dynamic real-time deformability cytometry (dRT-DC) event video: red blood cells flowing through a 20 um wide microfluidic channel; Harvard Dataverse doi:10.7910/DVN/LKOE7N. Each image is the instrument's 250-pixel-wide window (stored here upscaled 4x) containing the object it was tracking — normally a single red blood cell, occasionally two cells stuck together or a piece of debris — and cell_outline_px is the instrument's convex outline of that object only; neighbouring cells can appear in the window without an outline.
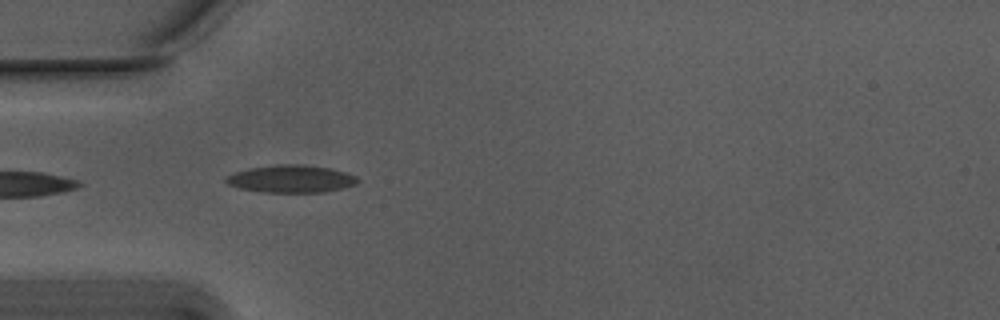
{"species": "Egyptian fruit bat (a non-hibernating species)", "species_latin": "Rousettus aegyptiacus", "temperature_condition": "warm", "stored_images_in_passage": 4, "camera_frame_rate_fps": 3000, "um_per_image_px": 0.085, "animal": {"sex": "male"}, "frame": {"image": 1, "passage_image": 2, "time_ms": 0.333, "image_size_px": [1000, 320], "cell_outline_px": [[360, 180], [356, 184], [324, 192], [264, 192], [240, 188], [228, 184], [224, 180], [228, 176], [236, 172], [248, 168], [276, 164], [304, 164], [332, 168], [348, 172], [356, 176]], "centroid_in_image_um": [24.78, 15.19], "position_along_channel_um": 60.2, "area_um2": 21.15}}